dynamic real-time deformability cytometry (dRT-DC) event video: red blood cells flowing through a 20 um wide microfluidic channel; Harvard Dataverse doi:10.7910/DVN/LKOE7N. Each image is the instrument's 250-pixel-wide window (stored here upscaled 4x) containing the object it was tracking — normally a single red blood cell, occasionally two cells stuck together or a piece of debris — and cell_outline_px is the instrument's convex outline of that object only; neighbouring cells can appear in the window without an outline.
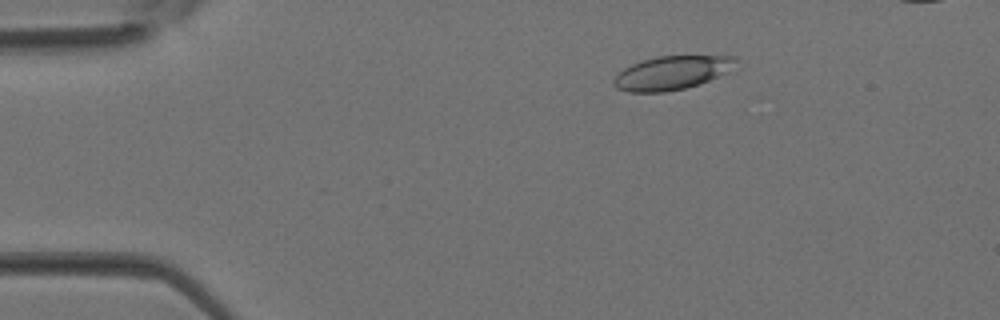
{"species": "Egyptian fruit bat (a non-hibernating species)", "species_latin": "Rousettus aegyptiacus", "temperature_condition": "room temperature", "stored_images_in_passage": 4, "camera_frame_rate_fps": 3000, "um_per_image_px": 0.085, "animal": {"sex": "female"}, "frame": {"image": 1, "passage_image": 2, "time_ms": 0.333, "image_size_px": [1000, 320], "cell_outline_px": [[736, 60], [728, 72], [708, 80], [684, 88], [664, 92], [628, 92], [616, 88], [612, 84], [612, 80], [624, 68], [640, 60], [656, 56], [736, 56]], "centroid_in_image_um": [57.04, 6.19], "position_along_channel_um": 28.0, "area_um2": 23.7}}